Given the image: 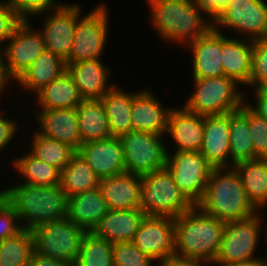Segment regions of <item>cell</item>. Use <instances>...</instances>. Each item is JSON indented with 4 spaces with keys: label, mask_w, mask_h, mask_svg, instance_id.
I'll use <instances>...</instances> for the list:
<instances>
[{
    "label": "cell",
    "mask_w": 267,
    "mask_h": 266,
    "mask_svg": "<svg viewBox=\"0 0 267 266\" xmlns=\"http://www.w3.org/2000/svg\"><path fill=\"white\" fill-rule=\"evenodd\" d=\"M225 225L194 205L174 218L175 254L211 265L219 253Z\"/></svg>",
    "instance_id": "obj_1"
},
{
    "label": "cell",
    "mask_w": 267,
    "mask_h": 266,
    "mask_svg": "<svg viewBox=\"0 0 267 266\" xmlns=\"http://www.w3.org/2000/svg\"><path fill=\"white\" fill-rule=\"evenodd\" d=\"M147 3L150 23L164 41L185 46L213 27L193 0H148Z\"/></svg>",
    "instance_id": "obj_2"
},
{
    "label": "cell",
    "mask_w": 267,
    "mask_h": 266,
    "mask_svg": "<svg viewBox=\"0 0 267 266\" xmlns=\"http://www.w3.org/2000/svg\"><path fill=\"white\" fill-rule=\"evenodd\" d=\"M2 193L15 207L24 229L33 230L41 224L62 219L68 215V197L60 184L21 183Z\"/></svg>",
    "instance_id": "obj_3"
},
{
    "label": "cell",
    "mask_w": 267,
    "mask_h": 266,
    "mask_svg": "<svg viewBox=\"0 0 267 266\" xmlns=\"http://www.w3.org/2000/svg\"><path fill=\"white\" fill-rule=\"evenodd\" d=\"M197 205L205 213L224 222L245 219L258 212L249 201L234 167L211 169L205 195Z\"/></svg>",
    "instance_id": "obj_4"
},
{
    "label": "cell",
    "mask_w": 267,
    "mask_h": 266,
    "mask_svg": "<svg viewBox=\"0 0 267 266\" xmlns=\"http://www.w3.org/2000/svg\"><path fill=\"white\" fill-rule=\"evenodd\" d=\"M193 206L167 167L141 175L140 208L147 216L175 218Z\"/></svg>",
    "instance_id": "obj_5"
},
{
    "label": "cell",
    "mask_w": 267,
    "mask_h": 266,
    "mask_svg": "<svg viewBox=\"0 0 267 266\" xmlns=\"http://www.w3.org/2000/svg\"><path fill=\"white\" fill-rule=\"evenodd\" d=\"M194 92L184 107L203 116L223 115L239 110L246 102L236 81L226 76L193 78Z\"/></svg>",
    "instance_id": "obj_6"
},
{
    "label": "cell",
    "mask_w": 267,
    "mask_h": 266,
    "mask_svg": "<svg viewBox=\"0 0 267 266\" xmlns=\"http://www.w3.org/2000/svg\"><path fill=\"white\" fill-rule=\"evenodd\" d=\"M32 233L35 252L75 265L86 231L65 217L41 224L35 227Z\"/></svg>",
    "instance_id": "obj_7"
},
{
    "label": "cell",
    "mask_w": 267,
    "mask_h": 266,
    "mask_svg": "<svg viewBox=\"0 0 267 266\" xmlns=\"http://www.w3.org/2000/svg\"><path fill=\"white\" fill-rule=\"evenodd\" d=\"M261 211L245 219L226 222L219 253L214 264H237L260 259L255 257L261 235Z\"/></svg>",
    "instance_id": "obj_8"
},
{
    "label": "cell",
    "mask_w": 267,
    "mask_h": 266,
    "mask_svg": "<svg viewBox=\"0 0 267 266\" xmlns=\"http://www.w3.org/2000/svg\"><path fill=\"white\" fill-rule=\"evenodd\" d=\"M161 137L164 136L135 130L122 135L126 172L144 175L165 168L169 151Z\"/></svg>",
    "instance_id": "obj_9"
},
{
    "label": "cell",
    "mask_w": 267,
    "mask_h": 266,
    "mask_svg": "<svg viewBox=\"0 0 267 266\" xmlns=\"http://www.w3.org/2000/svg\"><path fill=\"white\" fill-rule=\"evenodd\" d=\"M109 15L107 6L99 4L79 18L66 65L82 60L101 59L107 43Z\"/></svg>",
    "instance_id": "obj_10"
},
{
    "label": "cell",
    "mask_w": 267,
    "mask_h": 266,
    "mask_svg": "<svg viewBox=\"0 0 267 266\" xmlns=\"http://www.w3.org/2000/svg\"><path fill=\"white\" fill-rule=\"evenodd\" d=\"M166 167L185 196L197 205L204 197L212 167L200 151L167 154Z\"/></svg>",
    "instance_id": "obj_11"
},
{
    "label": "cell",
    "mask_w": 267,
    "mask_h": 266,
    "mask_svg": "<svg viewBox=\"0 0 267 266\" xmlns=\"http://www.w3.org/2000/svg\"><path fill=\"white\" fill-rule=\"evenodd\" d=\"M246 35V40L267 37V3L264 0H230L226 9L212 22Z\"/></svg>",
    "instance_id": "obj_12"
},
{
    "label": "cell",
    "mask_w": 267,
    "mask_h": 266,
    "mask_svg": "<svg viewBox=\"0 0 267 266\" xmlns=\"http://www.w3.org/2000/svg\"><path fill=\"white\" fill-rule=\"evenodd\" d=\"M30 24L29 21H22L14 29L8 40L9 44L3 49L5 68L12 80L24 73L46 50L39 29H32Z\"/></svg>",
    "instance_id": "obj_13"
},
{
    "label": "cell",
    "mask_w": 267,
    "mask_h": 266,
    "mask_svg": "<svg viewBox=\"0 0 267 266\" xmlns=\"http://www.w3.org/2000/svg\"><path fill=\"white\" fill-rule=\"evenodd\" d=\"M80 6L65 4L62 8L44 14L43 30H39L45 48L63 60H67L73 44L74 32L79 16Z\"/></svg>",
    "instance_id": "obj_14"
},
{
    "label": "cell",
    "mask_w": 267,
    "mask_h": 266,
    "mask_svg": "<svg viewBox=\"0 0 267 266\" xmlns=\"http://www.w3.org/2000/svg\"><path fill=\"white\" fill-rule=\"evenodd\" d=\"M132 242L156 262L174 255V218L169 216H146Z\"/></svg>",
    "instance_id": "obj_15"
},
{
    "label": "cell",
    "mask_w": 267,
    "mask_h": 266,
    "mask_svg": "<svg viewBox=\"0 0 267 266\" xmlns=\"http://www.w3.org/2000/svg\"><path fill=\"white\" fill-rule=\"evenodd\" d=\"M92 167L99 179L126 172L120 138L82 143L77 151Z\"/></svg>",
    "instance_id": "obj_16"
},
{
    "label": "cell",
    "mask_w": 267,
    "mask_h": 266,
    "mask_svg": "<svg viewBox=\"0 0 267 266\" xmlns=\"http://www.w3.org/2000/svg\"><path fill=\"white\" fill-rule=\"evenodd\" d=\"M200 153L212 168H231L229 113L204 116Z\"/></svg>",
    "instance_id": "obj_17"
},
{
    "label": "cell",
    "mask_w": 267,
    "mask_h": 266,
    "mask_svg": "<svg viewBox=\"0 0 267 266\" xmlns=\"http://www.w3.org/2000/svg\"><path fill=\"white\" fill-rule=\"evenodd\" d=\"M36 113L40 134L79 150L82 138L76 108L41 109Z\"/></svg>",
    "instance_id": "obj_18"
},
{
    "label": "cell",
    "mask_w": 267,
    "mask_h": 266,
    "mask_svg": "<svg viewBox=\"0 0 267 266\" xmlns=\"http://www.w3.org/2000/svg\"><path fill=\"white\" fill-rule=\"evenodd\" d=\"M192 50L193 78H211L224 75L222 67V32L212 27L205 35L185 45Z\"/></svg>",
    "instance_id": "obj_19"
},
{
    "label": "cell",
    "mask_w": 267,
    "mask_h": 266,
    "mask_svg": "<svg viewBox=\"0 0 267 266\" xmlns=\"http://www.w3.org/2000/svg\"><path fill=\"white\" fill-rule=\"evenodd\" d=\"M109 210L140 208L141 175L124 172L99 180V186Z\"/></svg>",
    "instance_id": "obj_20"
},
{
    "label": "cell",
    "mask_w": 267,
    "mask_h": 266,
    "mask_svg": "<svg viewBox=\"0 0 267 266\" xmlns=\"http://www.w3.org/2000/svg\"><path fill=\"white\" fill-rule=\"evenodd\" d=\"M167 132L175 141V152L200 151L204 134V116L185 107L171 108Z\"/></svg>",
    "instance_id": "obj_21"
},
{
    "label": "cell",
    "mask_w": 267,
    "mask_h": 266,
    "mask_svg": "<svg viewBox=\"0 0 267 266\" xmlns=\"http://www.w3.org/2000/svg\"><path fill=\"white\" fill-rule=\"evenodd\" d=\"M83 100L101 99L115 84L107 85L110 68L101 59L82 60L67 65Z\"/></svg>",
    "instance_id": "obj_22"
},
{
    "label": "cell",
    "mask_w": 267,
    "mask_h": 266,
    "mask_svg": "<svg viewBox=\"0 0 267 266\" xmlns=\"http://www.w3.org/2000/svg\"><path fill=\"white\" fill-rule=\"evenodd\" d=\"M147 90L136 92L131 107L133 130L146 131L164 136L167 134L168 115L171 108H164L161 102Z\"/></svg>",
    "instance_id": "obj_23"
},
{
    "label": "cell",
    "mask_w": 267,
    "mask_h": 266,
    "mask_svg": "<svg viewBox=\"0 0 267 266\" xmlns=\"http://www.w3.org/2000/svg\"><path fill=\"white\" fill-rule=\"evenodd\" d=\"M108 210L99 188L68 197L67 217L86 232H93Z\"/></svg>",
    "instance_id": "obj_24"
},
{
    "label": "cell",
    "mask_w": 267,
    "mask_h": 266,
    "mask_svg": "<svg viewBox=\"0 0 267 266\" xmlns=\"http://www.w3.org/2000/svg\"><path fill=\"white\" fill-rule=\"evenodd\" d=\"M146 216L141 208L108 210L93 233L111 243L132 241Z\"/></svg>",
    "instance_id": "obj_25"
},
{
    "label": "cell",
    "mask_w": 267,
    "mask_h": 266,
    "mask_svg": "<svg viewBox=\"0 0 267 266\" xmlns=\"http://www.w3.org/2000/svg\"><path fill=\"white\" fill-rule=\"evenodd\" d=\"M222 67L224 76L233 79L238 84L250 86L252 41L228 38L222 33Z\"/></svg>",
    "instance_id": "obj_26"
},
{
    "label": "cell",
    "mask_w": 267,
    "mask_h": 266,
    "mask_svg": "<svg viewBox=\"0 0 267 266\" xmlns=\"http://www.w3.org/2000/svg\"><path fill=\"white\" fill-rule=\"evenodd\" d=\"M66 71L65 60L46 49L16 81L24 90L37 94Z\"/></svg>",
    "instance_id": "obj_27"
},
{
    "label": "cell",
    "mask_w": 267,
    "mask_h": 266,
    "mask_svg": "<svg viewBox=\"0 0 267 266\" xmlns=\"http://www.w3.org/2000/svg\"><path fill=\"white\" fill-rule=\"evenodd\" d=\"M135 93L125 92L114 85L100 99L104 105L112 137L120 138L133 130L131 107Z\"/></svg>",
    "instance_id": "obj_28"
},
{
    "label": "cell",
    "mask_w": 267,
    "mask_h": 266,
    "mask_svg": "<svg viewBox=\"0 0 267 266\" xmlns=\"http://www.w3.org/2000/svg\"><path fill=\"white\" fill-rule=\"evenodd\" d=\"M76 109L82 143L112 137L106 111L100 99L82 100Z\"/></svg>",
    "instance_id": "obj_29"
},
{
    "label": "cell",
    "mask_w": 267,
    "mask_h": 266,
    "mask_svg": "<svg viewBox=\"0 0 267 266\" xmlns=\"http://www.w3.org/2000/svg\"><path fill=\"white\" fill-rule=\"evenodd\" d=\"M233 167L240 175L249 201L257 210L265 208L267 206V159L241 161Z\"/></svg>",
    "instance_id": "obj_30"
},
{
    "label": "cell",
    "mask_w": 267,
    "mask_h": 266,
    "mask_svg": "<svg viewBox=\"0 0 267 266\" xmlns=\"http://www.w3.org/2000/svg\"><path fill=\"white\" fill-rule=\"evenodd\" d=\"M231 167L256 159L249 127V107L245 103L239 110L229 113Z\"/></svg>",
    "instance_id": "obj_31"
},
{
    "label": "cell",
    "mask_w": 267,
    "mask_h": 266,
    "mask_svg": "<svg viewBox=\"0 0 267 266\" xmlns=\"http://www.w3.org/2000/svg\"><path fill=\"white\" fill-rule=\"evenodd\" d=\"M40 109L76 108L82 98L68 71L36 94Z\"/></svg>",
    "instance_id": "obj_32"
},
{
    "label": "cell",
    "mask_w": 267,
    "mask_h": 266,
    "mask_svg": "<svg viewBox=\"0 0 267 266\" xmlns=\"http://www.w3.org/2000/svg\"><path fill=\"white\" fill-rule=\"evenodd\" d=\"M99 178L91 165L76 152L69 163L61 170L60 186L67 197L97 189Z\"/></svg>",
    "instance_id": "obj_33"
},
{
    "label": "cell",
    "mask_w": 267,
    "mask_h": 266,
    "mask_svg": "<svg viewBox=\"0 0 267 266\" xmlns=\"http://www.w3.org/2000/svg\"><path fill=\"white\" fill-rule=\"evenodd\" d=\"M14 168L21 174L23 183L31 185L60 184L61 171L48 163L35 158L30 153L16 158Z\"/></svg>",
    "instance_id": "obj_34"
},
{
    "label": "cell",
    "mask_w": 267,
    "mask_h": 266,
    "mask_svg": "<svg viewBox=\"0 0 267 266\" xmlns=\"http://www.w3.org/2000/svg\"><path fill=\"white\" fill-rule=\"evenodd\" d=\"M34 249L32 230L0 241V266H28Z\"/></svg>",
    "instance_id": "obj_35"
},
{
    "label": "cell",
    "mask_w": 267,
    "mask_h": 266,
    "mask_svg": "<svg viewBox=\"0 0 267 266\" xmlns=\"http://www.w3.org/2000/svg\"><path fill=\"white\" fill-rule=\"evenodd\" d=\"M31 146V155L56 167L60 171L69 163L71 157L76 153L70 146L46 137L40 134L38 130L33 135Z\"/></svg>",
    "instance_id": "obj_36"
},
{
    "label": "cell",
    "mask_w": 267,
    "mask_h": 266,
    "mask_svg": "<svg viewBox=\"0 0 267 266\" xmlns=\"http://www.w3.org/2000/svg\"><path fill=\"white\" fill-rule=\"evenodd\" d=\"M113 243L86 232L74 266H114Z\"/></svg>",
    "instance_id": "obj_37"
},
{
    "label": "cell",
    "mask_w": 267,
    "mask_h": 266,
    "mask_svg": "<svg viewBox=\"0 0 267 266\" xmlns=\"http://www.w3.org/2000/svg\"><path fill=\"white\" fill-rule=\"evenodd\" d=\"M114 266H153L155 260L143 253L132 241L113 243Z\"/></svg>",
    "instance_id": "obj_38"
},
{
    "label": "cell",
    "mask_w": 267,
    "mask_h": 266,
    "mask_svg": "<svg viewBox=\"0 0 267 266\" xmlns=\"http://www.w3.org/2000/svg\"><path fill=\"white\" fill-rule=\"evenodd\" d=\"M250 86L267 87V37L252 41Z\"/></svg>",
    "instance_id": "obj_39"
},
{
    "label": "cell",
    "mask_w": 267,
    "mask_h": 266,
    "mask_svg": "<svg viewBox=\"0 0 267 266\" xmlns=\"http://www.w3.org/2000/svg\"><path fill=\"white\" fill-rule=\"evenodd\" d=\"M8 3L21 21H29V15L31 17L32 15L44 16L43 14L65 5L61 2H55V0H8Z\"/></svg>",
    "instance_id": "obj_40"
},
{
    "label": "cell",
    "mask_w": 267,
    "mask_h": 266,
    "mask_svg": "<svg viewBox=\"0 0 267 266\" xmlns=\"http://www.w3.org/2000/svg\"><path fill=\"white\" fill-rule=\"evenodd\" d=\"M15 207L0 191V241L9 237H16L24 228L19 223Z\"/></svg>",
    "instance_id": "obj_41"
},
{
    "label": "cell",
    "mask_w": 267,
    "mask_h": 266,
    "mask_svg": "<svg viewBox=\"0 0 267 266\" xmlns=\"http://www.w3.org/2000/svg\"><path fill=\"white\" fill-rule=\"evenodd\" d=\"M249 127L255 156L267 159V121L255 114L250 108Z\"/></svg>",
    "instance_id": "obj_42"
},
{
    "label": "cell",
    "mask_w": 267,
    "mask_h": 266,
    "mask_svg": "<svg viewBox=\"0 0 267 266\" xmlns=\"http://www.w3.org/2000/svg\"><path fill=\"white\" fill-rule=\"evenodd\" d=\"M22 21L18 18L15 11L11 8L8 0L0 2V51L2 52V42L8 41L13 34L14 29Z\"/></svg>",
    "instance_id": "obj_43"
},
{
    "label": "cell",
    "mask_w": 267,
    "mask_h": 266,
    "mask_svg": "<svg viewBox=\"0 0 267 266\" xmlns=\"http://www.w3.org/2000/svg\"><path fill=\"white\" fill-rule=\"evenodd\" d=\"M213 22L228 6L230 0H193Z\"/></svg>",
    "instance_id": "obj_44"
},
{
    "label": "cell",
    "mask_w": 267,
    "mask_h": 266,
    "mask_svg": "<svg viewBox=\"0 0 267 266\" xmlns=\"http://www.w3.org/2000/svg\"><path fill=\"white\" fill-rule=\"evenodd\" d=\"M16 124L15 120L2 118L0 115V151H2L3 148H6V145L10 144L17 133L16 130L18 126Z\"/></svg>",
    "instance_id": "obj_45"
},
{
    "label": "cell",
    "mask_w": 267,
    "mask_h": 266,
    "mask_svg": "<svg viewBox=\"0 0 267 266\" xmlns=\"http://www.w3.org/2000/svg\"><path fill=\"white\" fill-rule=\"evenodd\" d=\"M255 89V104H248V107L259 117L267 121V87Z\"/></svg>",
    "instance_id": "obj_46"
},
{
    "label": "cell",
    "mask_w": 267,
    "mask_h": 266,
    "mask_svg": "<svg viewBox=\"0 0 267 266\" xmlns=\"http://www.w3.org/2000/svg\"><path fill=\"white\" fill-rule=\"evenodd\" d=\"M159 266H208V262L178 256L176 254L162 259L158 262Z\"/></svg>",
    "instance_id": "obj_47"
},
{
    "label": "cell",
    "mask_w": 267,
    "mask_h": 266,
    "mask_svg": "<svg viewBox=\"0 0 267 266\" xmlns=\"http://www.w3.org/2000/svg\"><path fill=\"white\" fill-rule=\"evenodd\" d=\"M28 266H74L72 263L33 252Z\"/></svg>",
    "instance_id": "obj_48"
},
{
    "label": "cell",
    "mask_w": 267,
    "mask_h": 266,
    "mask_svg": "<svg viewBox=\"0 0 267 266\" xmlns=\"http://www.w3.org/2000/svg\"><path fill=\"white\" fill-rule=\"evenodd\" d=\"M11 78L7 74L6 68H5V61H4V55L0 51V97L2 95L3 89L7 88V84L9 85V82Z\"/></svg>",
    "instance_id": "obj_49"
},
{
    "label": "cell",
    "mask_w": 267,
    "mask_h": 266,
    "mask_svg": "<svg viewBox=\"0 0 267 266\" xmlns=\"http://www.w3.org/2000/svg\"><path fill=\"white\" fill-rule=\"evenodd\" d=\"M216 265L218 266H267V263L261 257L260 259H257V260H252V261L242 262V263H237V264H216Z\"/></svg>",
    "instance_id": "obj_50"
},
{
    "label": "cell",
    "mask_w": 267,
    "mask_h": 266,
    "mask_svg": "<svg viewBox=\"0 0 267 266\" xmlns=\"http://www.w3.org/2000/svg\"><path fill=\"white\" fill-rule=\"evenodd\" d=\"M266 228H267V226H266ZM265 232H266V234H265L266 236L265 237H266V243H267V229H266ZM263 260L267 263V259L266 258H264Z\"/></svg>",
    "instance_id": "obj_51"
}]
</instances>
